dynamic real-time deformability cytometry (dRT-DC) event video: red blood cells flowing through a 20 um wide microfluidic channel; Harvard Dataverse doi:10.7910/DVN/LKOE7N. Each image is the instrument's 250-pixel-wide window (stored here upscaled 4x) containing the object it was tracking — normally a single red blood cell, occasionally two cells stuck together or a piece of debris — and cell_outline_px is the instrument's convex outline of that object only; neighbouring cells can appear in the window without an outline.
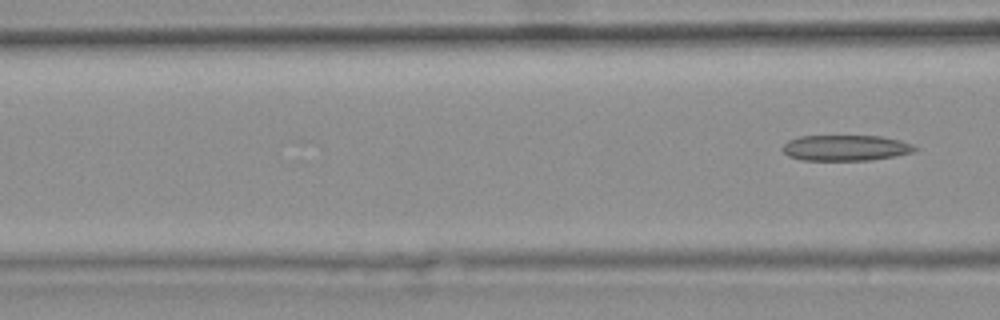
{"species": "common noctule bat (a hibernating species)", "species_latin": "Nyctalus noctula", "temperature_condition": "warm", "stored_images_in_passage": 7, "segment_of_instrument_passage": [2, 2], "camera_frame_rate_fps": 3000, "um_per_image_px": 0.085, "animal": {"sex": "female", "body_mass_g": 25.1}, "frame": {"image": 1, "passage_image": 7, "time_ms": 2.0, "image_size_px": [1000, 320], "cell_outline_px": [[920, 148], [912, 152], [896, 156], [868, 160], [804, 160], [788, 156], [780, 148], [788, 140], [800, 136], [880, 136], [900, 140], [912, 144]], "centroid_in_image_um": [71.88, 12.57], "position_along_channel_um": 94.7, "area_um2": 19.88}}